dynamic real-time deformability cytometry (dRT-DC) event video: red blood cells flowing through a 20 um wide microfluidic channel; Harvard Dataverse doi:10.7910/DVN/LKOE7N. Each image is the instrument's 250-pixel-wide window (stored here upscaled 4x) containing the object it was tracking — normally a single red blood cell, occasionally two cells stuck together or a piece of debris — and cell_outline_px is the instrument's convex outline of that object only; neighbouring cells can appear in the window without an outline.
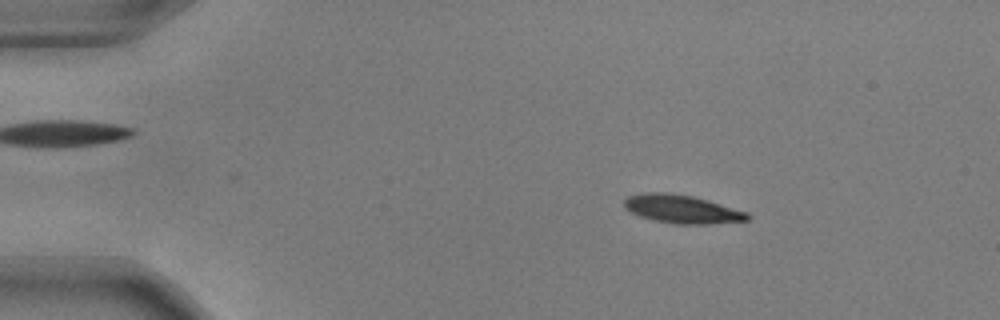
{"species": "common noctule bat (a hibernating species)", "species_latin": "Nyctalus noctula", "temperature_condition": "warm", "stored_images_in_passage": 53, "camera_frame_rate_fps": 3000, "um_per_image_px": 0.085, "animal": {"sex": "male", "body_mass_g": 17.9, "forearm_length_mm": 54.2}, "frame": {"image": 1, "passage_image": 8, "time_ms": 2.333, "image_size_px": [1000, 320], "cell_outline_px": [[752, 216], [748, 220], [708, 224], [676, 224], [656, 220], [640, 216], [624, 208], [624, 200], [628, 196], [644, 192], [668, 192], [692, 196], [708, 200], [748, 212]], "centroid_in_image_um": [57.98, 17.76], "position_along_channel_um": 27.0, "area_um2": 20.35}}
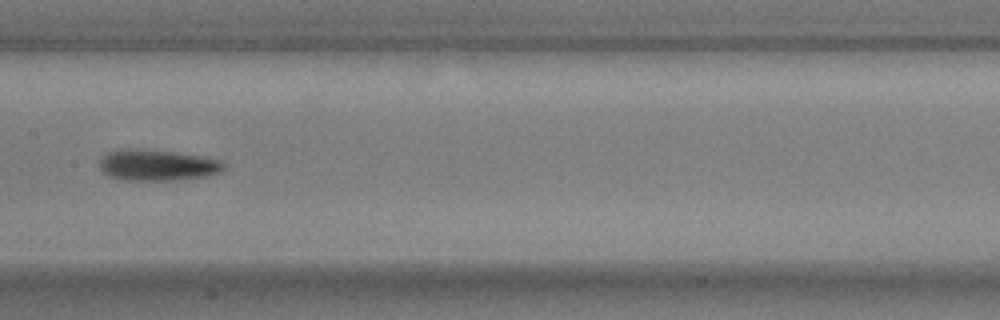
{"frame": {"image": 2, "passage_image": 27, "time_ms": 8.667, "image_size_px": [1000, 320], "cell_outline_px": [[228, 168], [220, 172], [208, 176], [172, 180], [120, 180], [104, 172], [100, 168], [100, 156], [108, 152], [120, 148], [144, 148], [200, 156], [220, 160]], "centroid_in_image_um": [13.36, 14.02], "position_along_channel_um": 194.0, "area_um2": 22.72}}
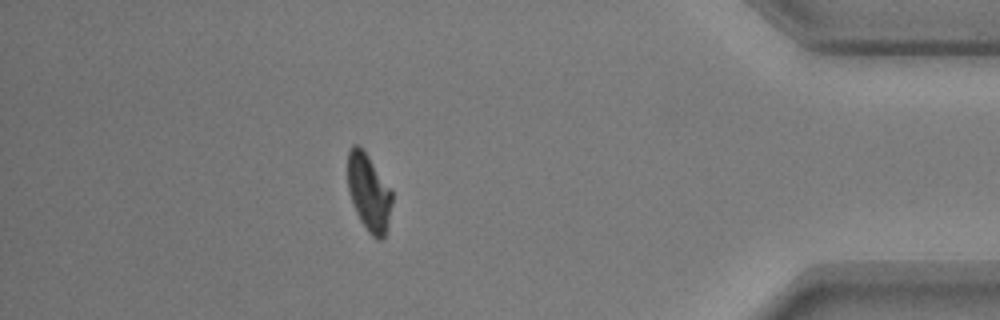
{"frame": {"image": 3, "passage_image": 47, "time_ms": 15.333, "image_size_px": [1000, 320], "cell_outline_px": [[392, 204], [388, 224], [384, 240], [376, 240], [368, 232], [360, 220], [352, 204], [348, 192], [348, 148], [352, 144], [360, 144], [364, 148], [392, 192]], "centroid_in_image_um": [31.33, 16.35], "position_along_channel_um": 403.9, "area_um2": 20.29}, "authors_computed_cell_mechanics": {"area_um2": 20.808, "velocity_mm_per_s": 3.738, "shape_relaxation_time_tau1_ms": 2.8121, "shape_relaxation_time_tau2_ms": 2.7202, "deformation_change_tau1": 0.1408, "deformation_change_tau2": 0.0913}}